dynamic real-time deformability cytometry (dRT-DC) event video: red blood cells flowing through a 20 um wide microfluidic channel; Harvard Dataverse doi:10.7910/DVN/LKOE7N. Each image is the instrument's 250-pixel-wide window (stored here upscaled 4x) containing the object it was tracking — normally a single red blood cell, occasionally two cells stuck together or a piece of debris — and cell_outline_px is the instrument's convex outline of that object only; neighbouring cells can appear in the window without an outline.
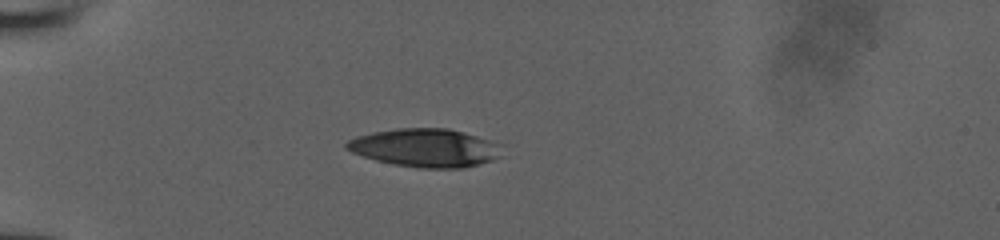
{"species": "human", "species_latin": "Homo sapiens", "temperature_condition": "room temperature", "stored_images_in_passage": 37, "camera_frame_rate_fps": 3000, "um_per_image_px": 0.085, "donor": {"sex": "male"}, "frame": {"image": 1, "passage_image": 1, "time_ms": 0.0, "image_size_px": [1000, 240], "cell_outline_px": [[504, 144], [500, 156], [492, 160], [464, 168], [420, 168], [392, 164], [376, 160], [352, 152], [344, 148], [344, 144], [348, 140], [356, 136], [372, 132], [396, 128], [448, 128], [464, 132]], "centroid_in_image_um": [36.17, 12.56], "position_along_channel_um": 48.8, "area_um2": 34.97}}
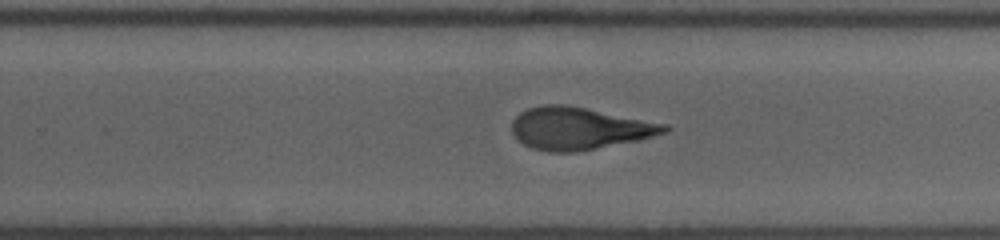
{"frame": {"image": 2, "passage_image": 20, "time_ms": 6.333, "image_size_px": [1000, 240], "cell_outline_px": [[672, 128], [668, 132], [640, 140], [576, 152], [548, 152], [532, 148], [524, 144], [512, 132], [512, 120], [520, 112], [528, 108], [544, 104], [564, 104], [668, 124]], "centroid_in_image_um": [49.25, 10.92], "position_along_channel_um": 280.5, "area_um2": 37.63}}
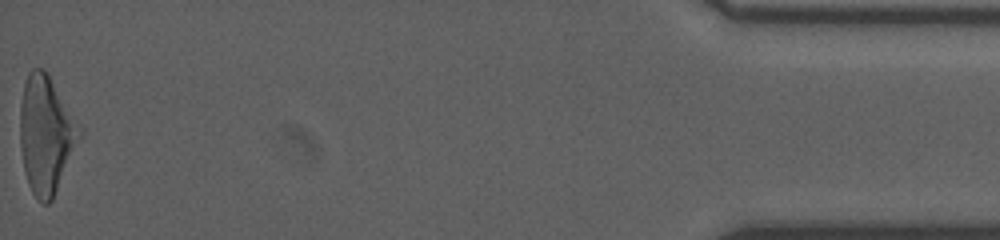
{"frame": {"image": 3, "passage_image": 37, "time_ms": 12.0, "image_size_px": [1000, 240], "cell_outline_px": [[84, 132], [52, 200], [48, 204], [44, 204], [32, 192], [28, 184], [24, 172], [20, 144], [20, 104], [24, 84], [28, 72], [32, 68], [44, 68]], "centroid_in_image_um": [3.91, 11.44], "position_along_channel_um": 431.3, "area_um2": 40.63}}